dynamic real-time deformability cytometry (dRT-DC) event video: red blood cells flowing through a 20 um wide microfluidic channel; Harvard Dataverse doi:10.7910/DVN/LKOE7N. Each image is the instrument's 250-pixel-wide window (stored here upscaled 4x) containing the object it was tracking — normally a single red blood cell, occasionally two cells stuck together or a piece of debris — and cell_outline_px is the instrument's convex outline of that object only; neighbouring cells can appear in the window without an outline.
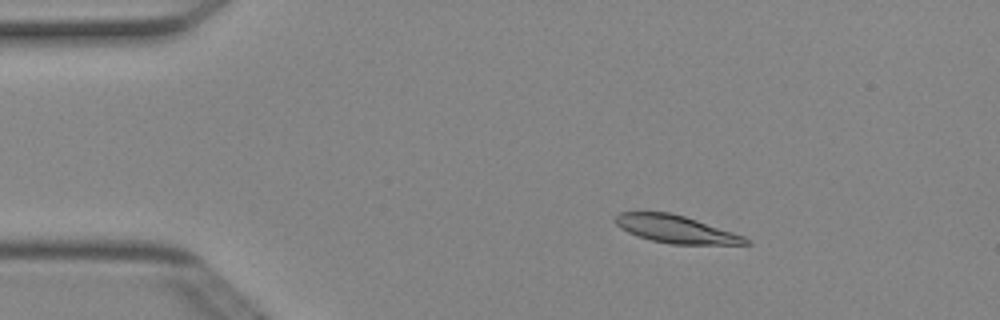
{"species": "Egyptian fruit bat (a non-hibernating species)", "species_latin": "Rousettus aegyptiacus", "temperature_condition": "cold", "stored_images_in_passage": 6, "camera_frame_rate_fps": 3000, "um_per_image_px": 0.085, "animal": {"sex": "female"}, "frame": {"image": 1, "passage_image": 3, "time_ms": 0.667, "image_size_px": [1000, 320], "cell_outline_px": [[752, 244], [672, 244], [652, 240], [636, 236], [620, 228], [616, 224], [616, 216], [620, 212], [668, 212], [684, 216], [744, 236], [752, 240]], "centroid_in_image_um": [57.45, 19.49], "position_along_channel_um": 27.5, "area_um2": 20.69}}
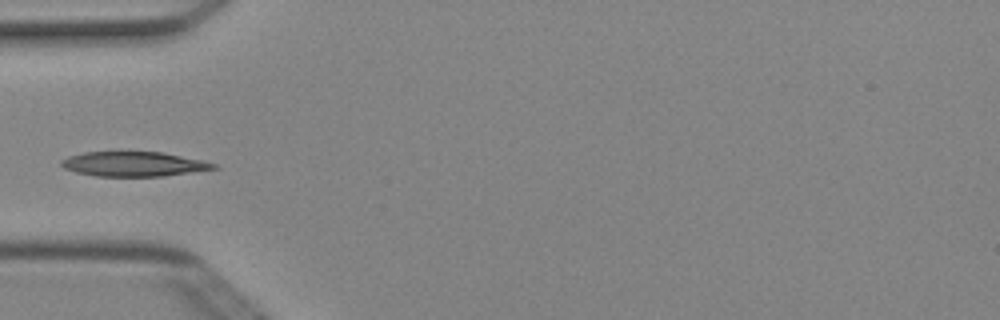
{"frame": {"image": 2, "passage_image": 5, "time_ms": 1.333, "image_size_px": [1000, 320], "cell_outline_px": [[220, 168], [164, 176], [96, 176], [76, 172], [64, 168], [60, 164], [60, 160], [68, 156], [84, 152], [120, 148], [164, 152], [200, 160], [216, 164]], "centroid_in_image_um": [11.3, 13.88], "position_along_channel_um": 73.7, "area_um2": 23.0}}
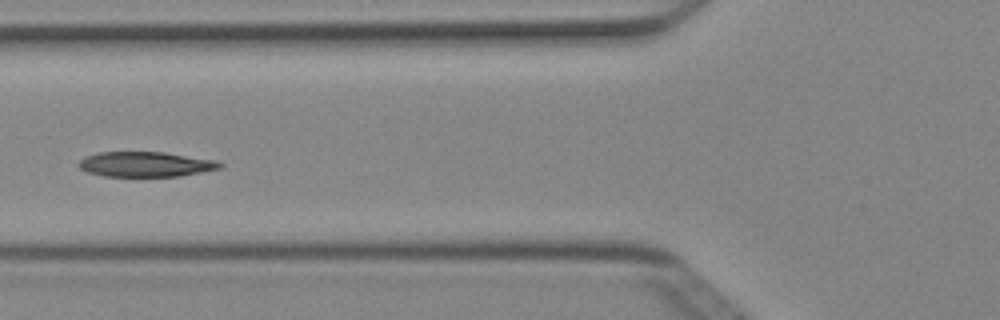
{"frame": {"image": 3, "passage_image": 6, "time_ms": 1.667, "image_size_px": [1000, 320], "cell_outline_px": [[224, 164], [220, 168], [180, 176], [104, 176], [88, 172], [80, 168], [76, 164], [84, 156], [100, 152], [164, 152], [216, 160]], "centroid_in_image_um": [12.35, 13.96], "position_along_channel_um": 113.4, "area_um2": 20.58}}